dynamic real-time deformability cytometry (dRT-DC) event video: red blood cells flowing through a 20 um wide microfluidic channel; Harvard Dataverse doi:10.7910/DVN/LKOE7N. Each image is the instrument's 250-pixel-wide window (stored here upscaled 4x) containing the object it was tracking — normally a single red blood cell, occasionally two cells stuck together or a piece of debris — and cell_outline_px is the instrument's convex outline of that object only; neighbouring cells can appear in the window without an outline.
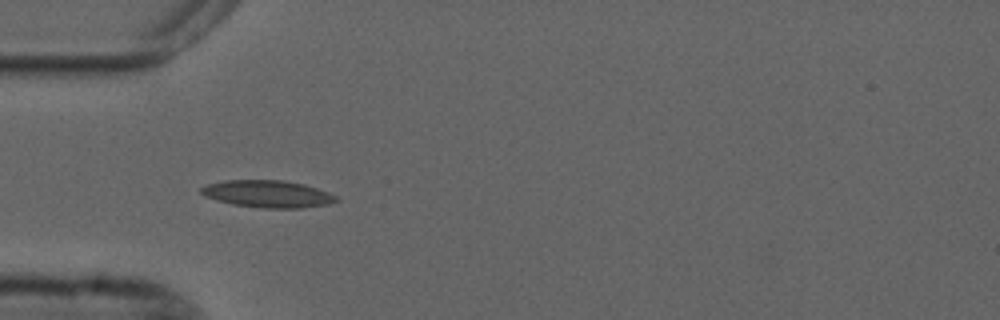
{"species": "common noctule bat (a hibernating species)", "species_latin": "Nyctalus noctula", "temperature_condition": "cold", "stored_images_in_passage": 5, "camera_frame_rate_fps": 3000, "um_per_image_px": 0.085, "animal": {"sex": "male", "forearm_length_mm": 52.5}, "frame": {"image": 1, "passage_image": 4, "time_ms": 3.333, "image_size_px": [1000, 320], "cell_outline_px": [[340, 200], [328, 204], [300, 208], [264, 208], [232, 204], [216, 200], [204, 196], [200, 192], [200, 188], [208, 184], [224, 180], [284, 180], [304, 184], [328, 192], [336, 196]], "centroid_in_image_um": [22.74, 16.48], "position_along_channel_um": 62.3, "area_um2": 21.39}}
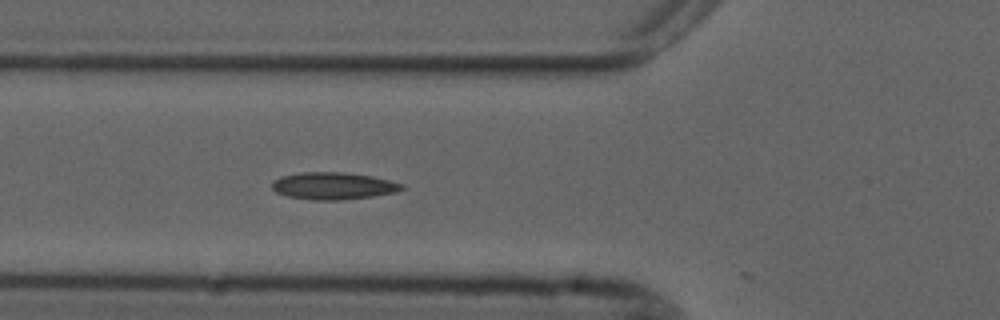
{"frame": {"image": 2, "passage_image": 5, "time_ms": 4.333, "image_size_px": [1000, 320], "cell_outline_px": [[404, 188], [396, 192], [372, 196], [340, 200], [312, 200], [288, 196], [276, 192], [272, 188], [272, 180], [280, 176], [300, 172], [344, 172], [372, 176], [404, 184]], "centroid_in_image_um": [28.3, 15.79], "position_along_channel_um": 97.5, "area_um2": 20.58}}